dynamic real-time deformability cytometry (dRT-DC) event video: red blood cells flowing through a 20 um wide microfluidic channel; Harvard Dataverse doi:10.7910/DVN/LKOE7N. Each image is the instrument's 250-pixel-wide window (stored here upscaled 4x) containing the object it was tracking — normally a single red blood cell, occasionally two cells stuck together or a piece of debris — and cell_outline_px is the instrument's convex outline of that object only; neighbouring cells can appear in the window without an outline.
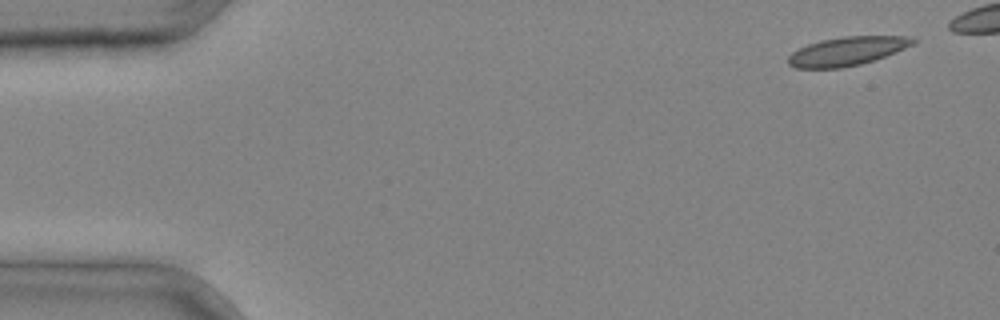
{"species": "common noctule bat (a hibernating species)", "species_latin": "Nyctalus noctula", "temperature_condition": "cold", "stored_images_in_passage": 10, "segment_of_instrument_passage": [1, 2], "camera_frame_rate_fps": 3000, "um_per_image_px": 0.085, "animal": {"sex": "male", "body_mass_g": 20.4}, "frame": {"image": 1, "passage_image": 1, "time_ms": 0.0, "image_size_px": [1000, 320], "cell_outline_px": [[916, 40], [912, 44], [904, 48], [884, 56], [860, 64], [840, 68], [796, 68], [788, 64], [788, 56], [792, 52], [808, 44], [820, 40], [844, 36], [908, 36]], "centroid_in_image_um": [71.95, 4.35], "position_along_channel_um": 13.1, "area_um2": 20.58}}